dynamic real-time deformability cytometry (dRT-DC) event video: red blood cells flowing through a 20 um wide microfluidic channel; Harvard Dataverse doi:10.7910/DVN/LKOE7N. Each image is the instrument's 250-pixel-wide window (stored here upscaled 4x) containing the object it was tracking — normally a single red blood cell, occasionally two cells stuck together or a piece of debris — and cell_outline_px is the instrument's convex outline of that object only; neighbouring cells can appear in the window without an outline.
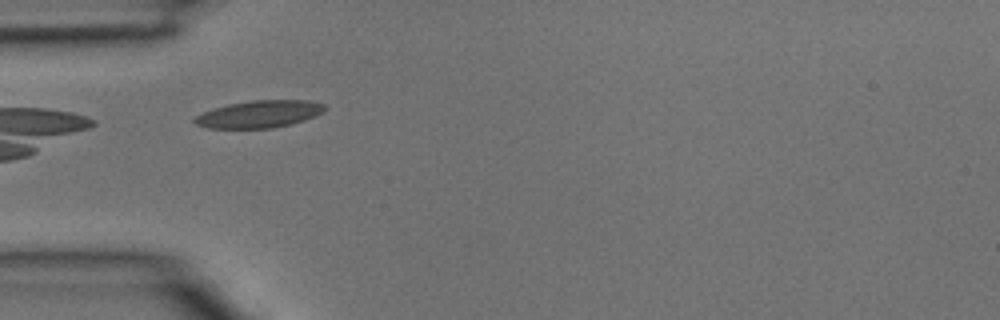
{"species": "common noctule bat (a hibernating species)", "species_latin": "Nyctalus noctula", "temperature_condition": "room temperature", "stored_images_in_passage": 3, "camera_frame_rate_fps": 3000, "um_per_image_px": 0.085, "animal": {"sex": "male", "body_mass_g": 15.6}, "frame": {"image": 1, "passage_image": 3, "time_ms": 0.667, "image_size_px": [1000, 320], "cell_outline_px": [[328, 108], [324, 112], [304, 120], [292, 124], [272, 128], [208, 128], [196, 124], [192, 120], [196, 116], [212, 108], [228, 104], [252, 100], [308, 100], [324, 104]], "centroid_in_image_um": [22.06, 9.69], "position_along_channel_um": 62.9, "area_um2": 20.75}}